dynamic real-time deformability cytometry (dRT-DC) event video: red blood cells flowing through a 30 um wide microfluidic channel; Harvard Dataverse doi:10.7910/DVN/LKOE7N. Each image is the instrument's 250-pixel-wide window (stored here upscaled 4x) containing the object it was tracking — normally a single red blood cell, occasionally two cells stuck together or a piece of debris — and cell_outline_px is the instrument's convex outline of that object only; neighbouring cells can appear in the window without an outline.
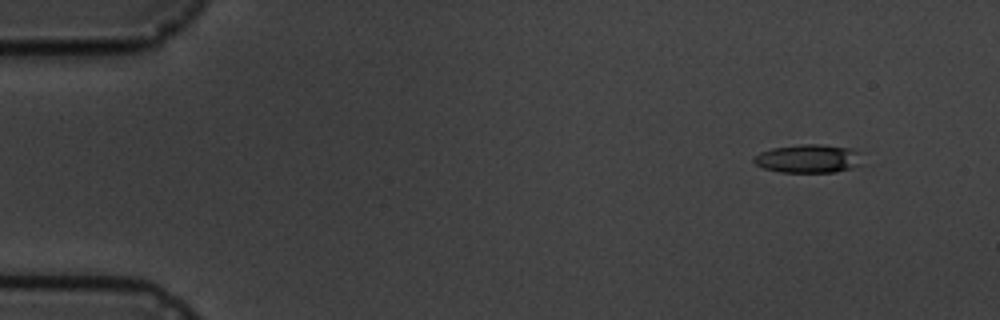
{"species": "common noctule bat (a hibernating species)", "species_latin": "Nyctalus noctula", "temperature_condition": "cold", "stored_images_in_passage": 10, "camera_frame_rate_fps": 3000, "um_per_image_px": 0.085, "animal": {"sex": "male", "body_mass_g": 19.5, "forearm_length_mm": 54.6}, "frame": {"image": 1, "passage_image": 1, "time_ms": 0.0, "image_size_px": [1000, 320], "cell_outline_px": [[864, 164], [852, 168], [836, 172], [780, 172], [764, 168], [756, 164], [752, 160], [760, 152], [772, 148], [800, 144], [820, 144], [852, 148], [860, 152]], "centroid_in_image_um": [68.78, 13.48], "position_along_channel_um": 16.2, "area_um2": 18.21}}
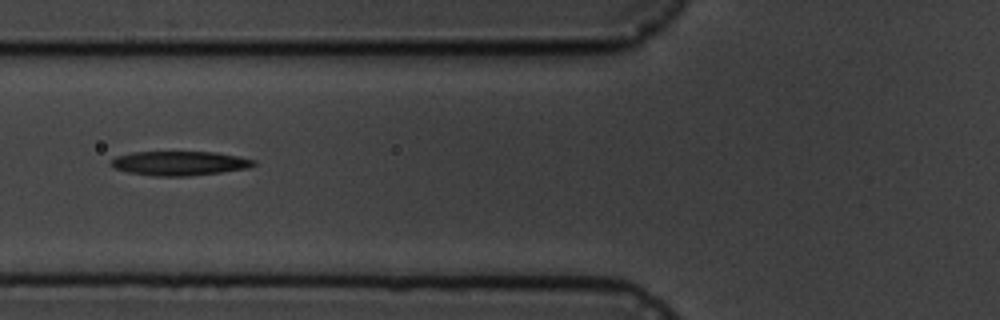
{"frame": {"image": 2, "passage_image": 6, "time_ms": 5.667, "image_size_px": [1000, 320], "cell_outline_px": [[256, 164], [248, 168], [220, 172], [188, 176], [152, 176], [128, 172], [112, 168], [112, 160], [116, 156], [132, 152], [216, 152], [240, 156], [256, 160]], "centroid_in_image_um": [15.27, 13.87], "position_along_channel_um": 110.5, "area_um2": 20.23}}
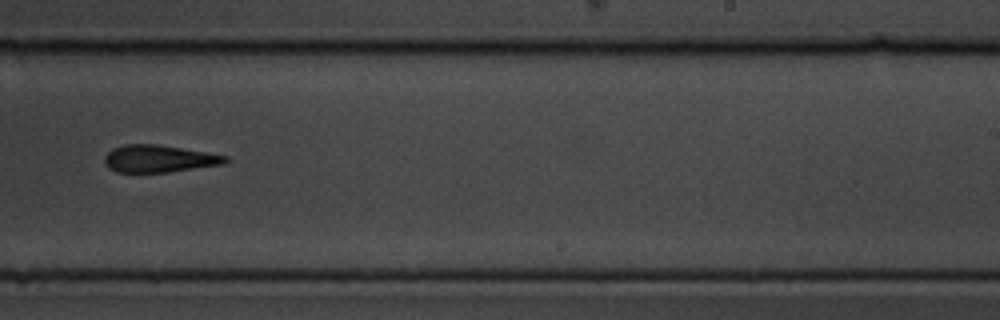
{"frame": {"image": 3, "passage_image": 10, "time_ms": 10.333, "image_size_px": [1000, 320], "cell_outline_px": [[228, 160], [220, 164], [168, 172], [116, 172], [108, 168], [104, 164], [104, 156], [112, 148], [124, 144], [156, 144], [208, 152], [228, 156]], "centroid_in_image_um": [13.45, 13.48], "position_along_channel_um": 275.6, "area_um2": 19.13}}